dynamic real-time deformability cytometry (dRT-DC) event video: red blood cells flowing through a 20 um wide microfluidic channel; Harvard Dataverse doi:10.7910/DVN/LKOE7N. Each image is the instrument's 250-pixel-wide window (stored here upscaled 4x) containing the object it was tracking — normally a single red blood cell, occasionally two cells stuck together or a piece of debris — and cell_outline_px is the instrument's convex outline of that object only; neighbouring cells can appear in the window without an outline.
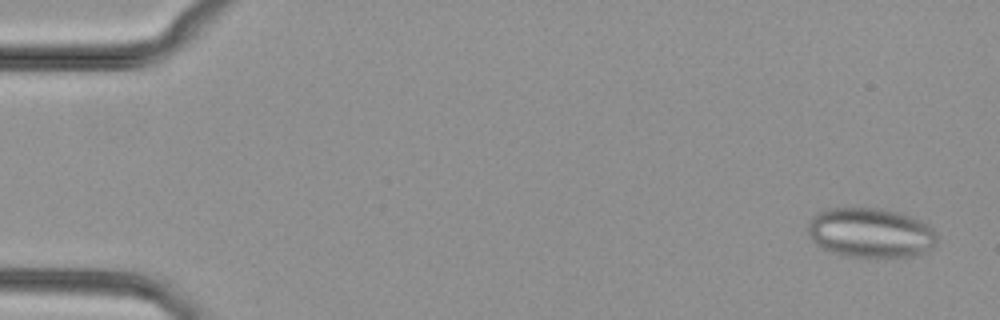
{"species": "common noctule bat (a hibernating species)", "species_latin": "Nyctalus noctula", "temperature_condition": "cold", "stored_images_in_passage": 10, "camera_frame_rate_fps": 3000, "um_per_image_px": 0.085, "animal": {"sex": "female", "body_mass_g": 29.2, "forearm_length_mm": 56.3}, "frame": {"image": 1, "passage_image": 1, "time_ms": 0.0, "image_size_px": [1000, 320], "cell_outline_px": [[936, 244], [932, 248], [924, 252], [912, 256], [848, 256], [824, 248], [816, 244], [812, 240], [808, 232], [808, 220], [812, 216], [828, 208], [880, 208], [896, 212], [920, 220], [932, 228], [936, 232]], "centroid_in_image_um": [73.99, 19.77], "position_along_channel_um": 11.0, "area_um2": 36.93}}